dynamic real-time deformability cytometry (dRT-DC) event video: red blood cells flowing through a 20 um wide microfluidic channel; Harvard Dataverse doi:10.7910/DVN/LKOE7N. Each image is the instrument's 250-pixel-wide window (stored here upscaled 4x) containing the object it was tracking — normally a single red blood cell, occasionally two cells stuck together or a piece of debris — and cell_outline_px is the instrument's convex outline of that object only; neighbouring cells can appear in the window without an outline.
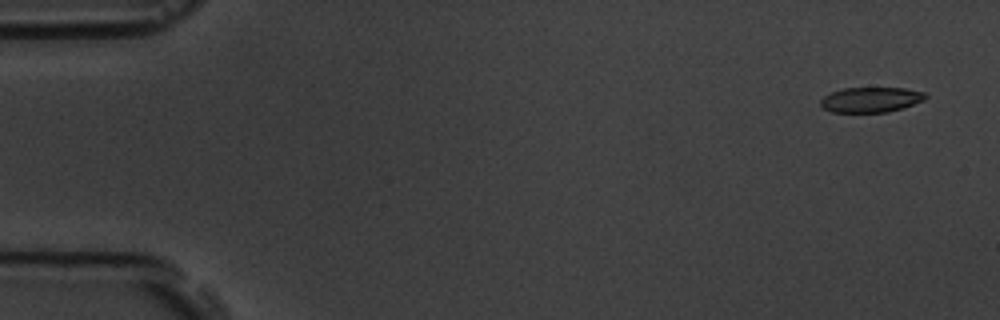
{"species": "common noctule bat (a hibernating species)", "species_latin": "Nyctalus noctula", "temperature_condition": "room temperature", "stored_images_in_passage": 5, "camera_frame_rate_fps": 3000, "um_per_image_px": 0.085, "animal": {"sex": "male", "body_mass_g": 19.5, "forearm_length_mm": 54.6}, "frame": {"image": 1, "passage_image": 1, "time_ms": 0.0, "image_size_px": [1000, 320], "cell_outline_px": [[928, 96], [924, 100], [904, 108], [888, 112], [832, 112], [824, 108], [820, 104], [820, 100], [824, 96], [832, 92], [844, 88], [904, 88], [924, 92]], "centroid_in_image_um": [74.05, 8.47], "position_along_channel_um": 11.0, "area_um2": 15.37}}
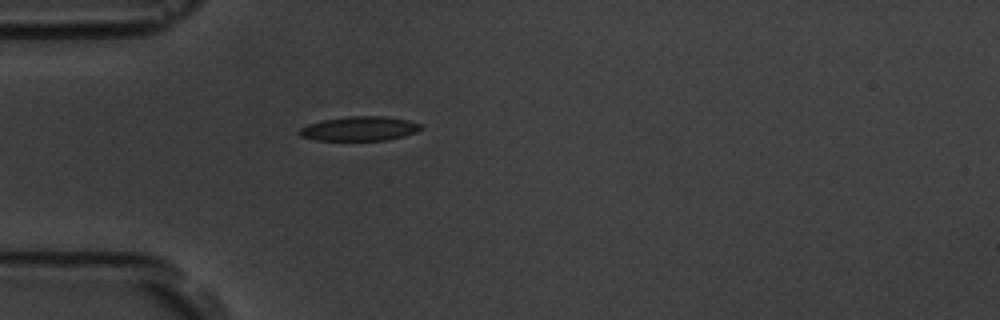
{"frame": {"image": 2, "passage_image": 5, "time_ms": 4.667, "image_size_px": [1000, 320], "cell_outline_px": [[424, 128], [416, 132], [404, 136], [384, 140], [316, 140], [300, 136], [296, 132], [300, 128], [308, 124], [324, 120], [348, 116], [384, 116], [408, 120], [420, 124]], "centroid_in_image_um": [30.55, 10.93], "position_along_channel_um": 54.5, "area_um2": 17.22}}